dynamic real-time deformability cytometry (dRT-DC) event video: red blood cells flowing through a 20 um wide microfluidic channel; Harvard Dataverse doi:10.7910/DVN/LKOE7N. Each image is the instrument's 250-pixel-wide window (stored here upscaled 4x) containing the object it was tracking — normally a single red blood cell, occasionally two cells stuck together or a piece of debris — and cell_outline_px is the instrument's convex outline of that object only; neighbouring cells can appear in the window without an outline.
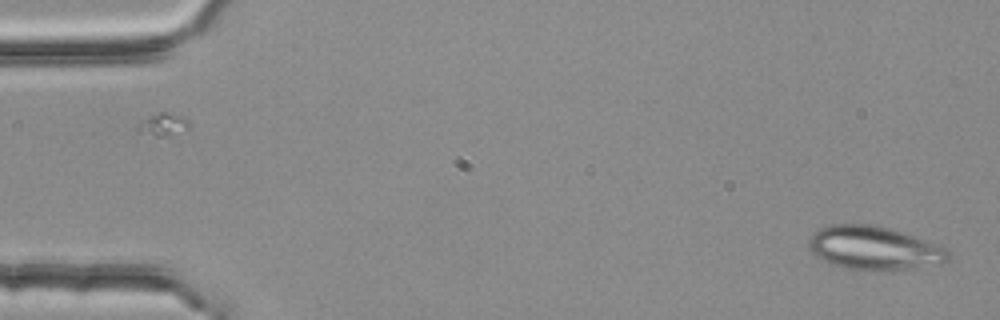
{"species": "common noctule bat (a hibernating species)", "species_latin": "Nyctalus noctula", "temperature_condition": "room temperature", "stored_images_in_passage": 3, "camera_frame_rate_fps": 3000, "um_per_image_px": 0.085, "animal": {"sex": "female", "body_mass_g": 25.1}, "frame": {"image": 1, "passage_image": 1, "time_ms": 0.0, "image_size_px": [1000, 320], "cell_outline_px": [[948, 260], [940, 264], [884, 272], [844, 268], [820, 260], [808, 248], [808, 240], [820, 228], [832, 224], [876, 224], [892, 228], [904, 232], [944, 248], [948, 252]], "centroid_in_image_um": [74.26, 21.1], "position_along_channel_um": 10.7, "area_um2": 35.66}}